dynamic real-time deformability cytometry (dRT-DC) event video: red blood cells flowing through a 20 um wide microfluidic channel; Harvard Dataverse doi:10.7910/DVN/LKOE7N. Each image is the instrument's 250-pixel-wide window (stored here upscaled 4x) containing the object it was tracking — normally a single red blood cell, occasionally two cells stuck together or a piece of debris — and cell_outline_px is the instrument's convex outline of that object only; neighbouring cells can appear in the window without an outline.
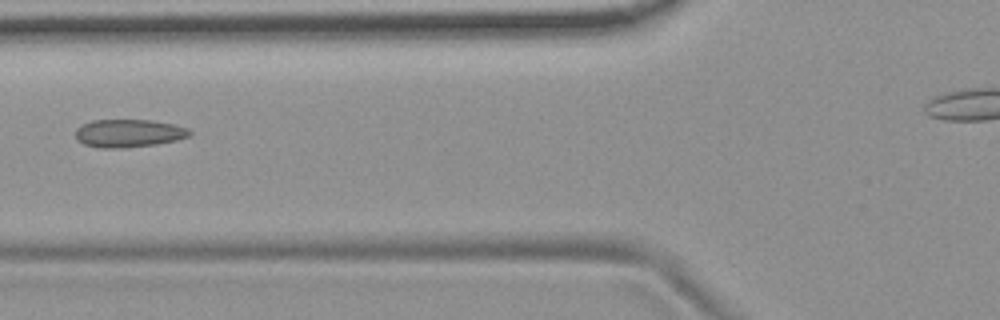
{"species": "common noctule bat (a hibernating species)", "species_latin": "Nyctalus noctula", "temperature_condition": "room temperature", "stored_images_in_passage": 6, "camera_frame_rate_fps": 3000, "um_per_image_px": 0.085, "animal": {"sex": "female", "body_mass_g": 19.9}, "frame": {"image": 1, "passage_image": 6, "time_ms": 1.667, "image_size_px": [1000, 320], "cell_outline_px": [[192, 132], [188, 136], [176, 140], [156, 144], [120, 148], [100, 148], [84, 144], [76, 140], [76, 128], [80, 124], [92, 120], [152, 120], [172, 124], [188, 128]], "centroid_in_image_um": [10.89, 11.32], "position_along_channel_um": 114.9, "area_um2": 18.61}}